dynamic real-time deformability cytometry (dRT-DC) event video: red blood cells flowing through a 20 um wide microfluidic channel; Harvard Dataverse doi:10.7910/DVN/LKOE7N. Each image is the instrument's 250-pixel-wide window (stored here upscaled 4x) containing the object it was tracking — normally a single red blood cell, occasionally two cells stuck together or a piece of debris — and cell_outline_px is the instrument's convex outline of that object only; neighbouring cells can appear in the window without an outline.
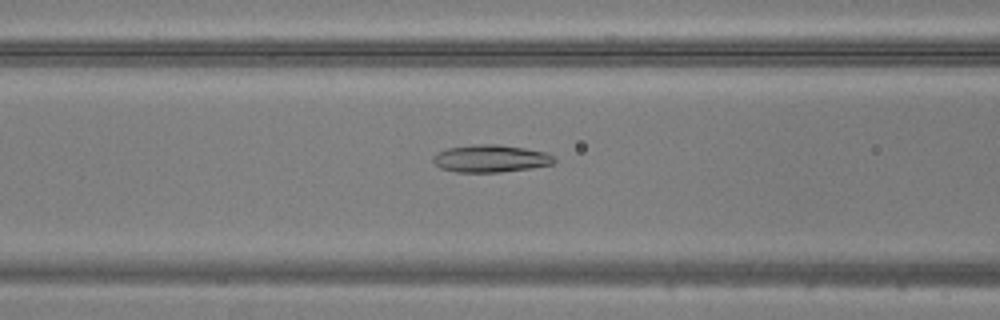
{"species": "common noctule bat (a hibernating species)", "species_latin": "Nyctalus noctula", "temperature_condition": "warm", "stored_images_in_passage": 49, "camera_frame_rate_fps": 3000, "um_per_image_px": 0.085, "animal": {"sex": "male", "body_mass_g": 20.5, "forearm_length_mm": 52.5}, "frame": {"image": 1, "passage_image": 20, "time_ms": 6.333, "image_size_px": [1000, 320], "cell_outline_px": [[556, 160], [552, 164], [532, 168], [500, 172], [456, 172], [440, 168], [432, 160], [432, 156], [436, 152], [448, 148], [472, 144], [496, 144], [524, 148], [548, 152], [556, 156]], "centroid_in_image_um": [41.72, 13.47], "position_along_channel_um": 124.9, "area_um2": 19.59}}
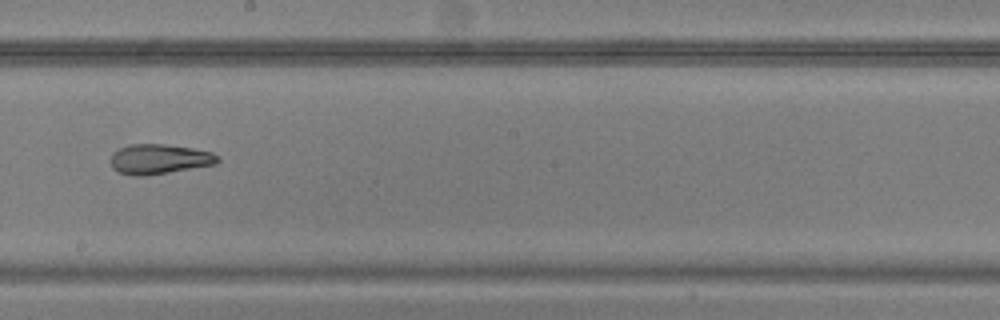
{"frame": {"image": 2, "passage_image": 28, "time_ms": 9.0, "image_size_px": [1000, 320], "cell_outline_px": [[220, 160], [216, 164], [144, 176], [132, 176], [120, 172], [112, 168], [112, 152], [128, 144], [164, 144], [192, 148], [212, 152]], "centroid_in_image_um": [13.52, 13.52], "position_along_channel_um": 234.7, "area_um2": 18.5}}
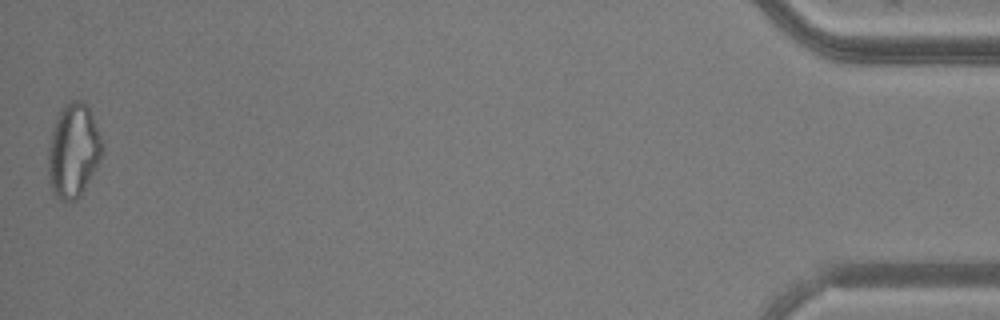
{"frame": {"image": 3, "passage_image": 49, "time_ms": 16.0, "image_size_px": [1000, 320], "cell_outline_px": [[104, 148], [100, 160], [96, 168], [80, 196], [76, 200], [60, 200], [52, 192], [48, 180], [48, 148], [56, 116], [72, 100], [80, 100], [88, 104], [104, 140]], "centroid_in_image_um": [6.26, 12.8], "position_along_channel_um": 428.9, "area_um2": 29.88}}